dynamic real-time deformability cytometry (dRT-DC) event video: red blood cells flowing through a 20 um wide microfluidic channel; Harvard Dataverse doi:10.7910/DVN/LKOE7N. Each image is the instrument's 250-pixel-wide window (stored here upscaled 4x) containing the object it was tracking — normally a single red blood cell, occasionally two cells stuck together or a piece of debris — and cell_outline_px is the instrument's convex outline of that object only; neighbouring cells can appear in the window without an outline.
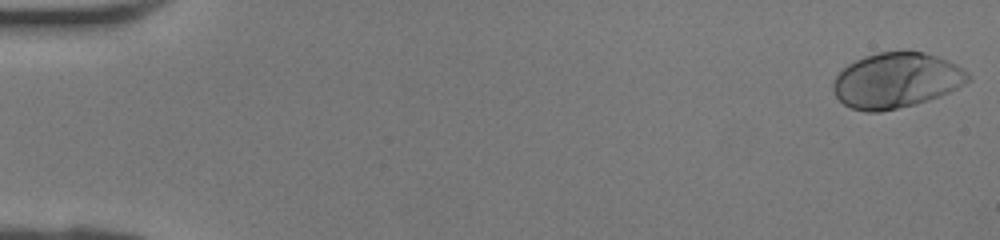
{"species": "human", "species_latin": "Homo sapiens", "temperature_condition": "room temperature", "stored_images_in_passage": 42, "camera_frame_rate_fps": 3000, "um_per_image_px": 0.085, "donor": {"sex": "female"}, "frame": {"image": 1, "passage_image": 1, "time_ms": 0.0, "image_size_px": [1000, 240], "cell_outline_px": [[972, 80], [948, 92], [928, 100], [916, 104], [880, 112], [864, 112], [852, 108], [844, 104], [836, 96], [832, 88], [832, 84], [836, 76], [848, 64], [864, 56], [880, 52], [924, 52], [948, 60], [964, 68], [972, 76]], "centroid_in_image_um": [76.2, 6.84], "position_along_channel_um": 8.8, "area_um2": 43.41}}
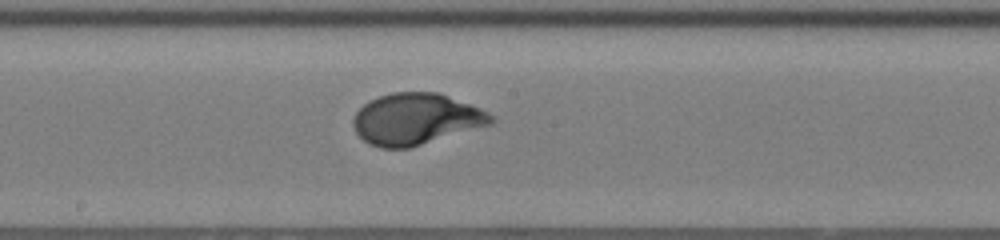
{"frame": {"image": 2, "passage_image": 23, "time_ms": 7.333, "image_size_px": [1000, 240], "cell_outline_px": [[496, 120], [492, 124], [408, 148], [380, 148], [368, 144], [356, 132], [352, 124], [352, 120], [356, 112], [368, 100], [392, 92], [436, 92], [480, 108], [496, 116]], "centroid_in_image_um": [35.35, 10.12], "position_along_channel_um": 212.9, "area_um2": 41.15}}
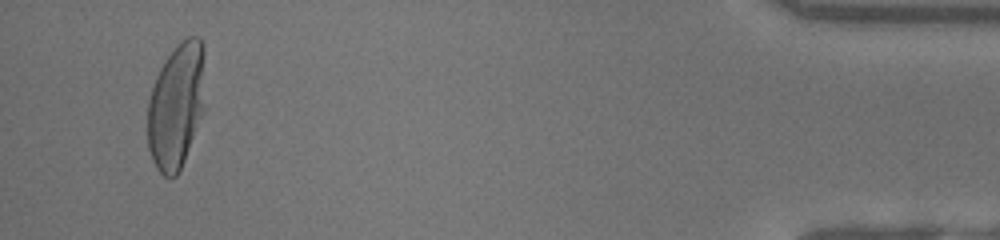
{"frame": {"image": 3, "passage_image": 40, "time_ms": 13.0, "image_size_px": [1000, 240], "cell_outline_px": [[204, 56], [200, 112], [184, 160], [176, 176], [164, 176], [156, 168], [152, 160], [148, 148], [148, 100], [156, 76], [160, 68], [172, 48], [180, 40], [188, 36], [200, 36], [204, 44]], "centroid_in_image_um": [14.93, 8.92], "position_along_channel_um": 420.3, "area_um2": 41.04}}